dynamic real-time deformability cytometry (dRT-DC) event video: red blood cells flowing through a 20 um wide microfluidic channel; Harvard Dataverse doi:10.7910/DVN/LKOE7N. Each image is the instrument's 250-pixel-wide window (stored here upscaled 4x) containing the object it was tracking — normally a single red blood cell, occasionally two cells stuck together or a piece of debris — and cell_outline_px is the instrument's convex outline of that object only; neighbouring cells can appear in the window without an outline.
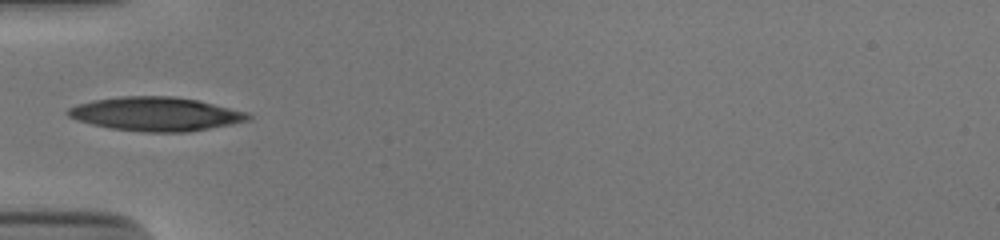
{"species": "human", "species_latin": "Homo sapiens", "temperature_condition": "cold", "stored_images_in_passage": 36, "camera_frame_rate_fps": 3000, "um_per_image_px": 0.085, "donor": {"sex": "male"}, "frame": {"image": 1, "passage_image": 1, "time_ms": 0.0, "image_size_px": [1000, 240], "cell_outline_px": [[252, 120], [188, 132], [144, 132], [112, 128], [92, 124], [76, 120], [68, 116], [64, 112], [68, 108], [76, 104], [92, 100], [120, 96], [172, 96], [196, 100], [248, 112], [252, 116]], "centroid_in_image_um": [13.22, 9.69], "position_along_channel_um": 71.8, "area_um2": 35.6}}
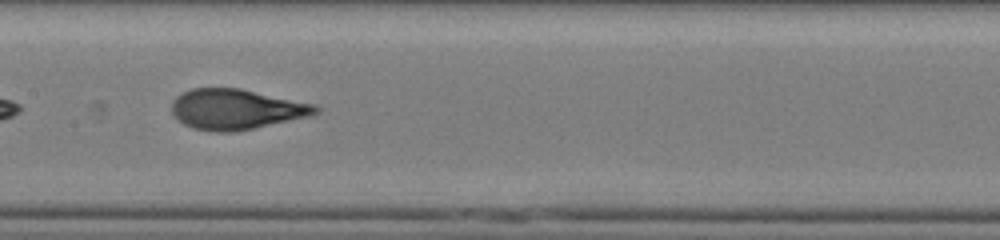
{"frame": {"image": 2, "passage_image": 10, "time_ms": 3.0, "image_size_px": [1000, 240], "cell_outline_px": [[320, 112], [308, 116], [252, 128], [232, 132], [216, 132], [192, 128], [184, 124], [172, 112], [172, 100], [176, 96], [192, 88], [240, 88], [316, 104], [320, 108]], "centroid_in_image_um": [20.08, 9.27], "position_along_channel_um": 187.3, "area_um2": 33.58}}
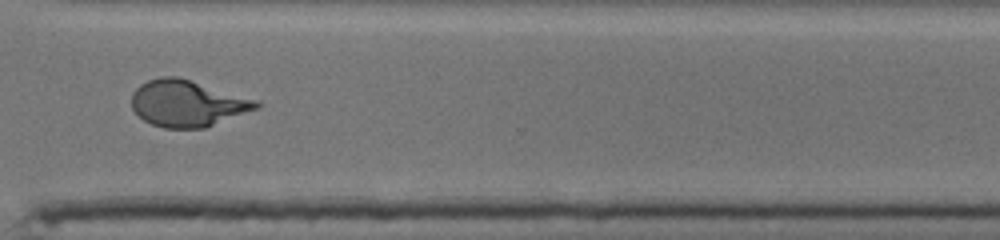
{"frame": {"image": 3, "passage_image": 23, "time_ms": 7.333, "image_size_px": [1000, 240], "cell_outline_px": [[260, 108], [204, 128], [164, 128], [152, 124], [144, 120], [132, 108], [132, 92], [140, 84], [148, 80], [160, 76], [180, 76], [260, 100]], "centroid_in_image_um": [15.96, 8.76], "position_along_channel_um": 354.6, "area_um2": 34.16}, "authors_computed_cell_mechanics": {"area_um2": 33.9575, "velocity_mm_per_s": 3.8616, "shape_relaxation_time_tau1_ms": 3.7205, "shape_relaxation_time_tau2_ms": 0.6822, "deformation_change_tau1": 0.2015, "deformation_change_tau2": 0.0697}}